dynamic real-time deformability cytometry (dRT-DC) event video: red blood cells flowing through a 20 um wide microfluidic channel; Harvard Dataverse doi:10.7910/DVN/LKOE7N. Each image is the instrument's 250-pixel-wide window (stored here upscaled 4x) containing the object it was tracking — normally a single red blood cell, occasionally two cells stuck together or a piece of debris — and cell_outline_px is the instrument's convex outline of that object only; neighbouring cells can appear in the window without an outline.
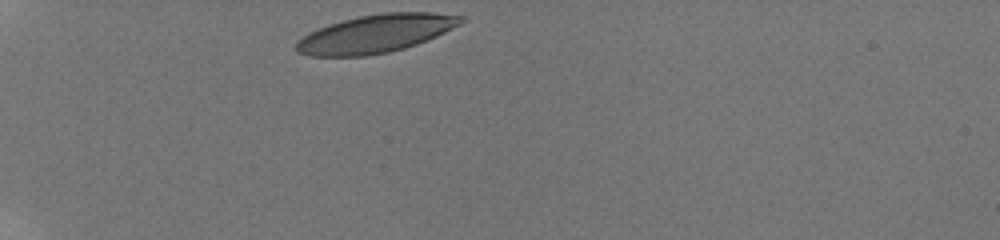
{"species": "human", "species_latin": "Homo sapiens", "temperature_condition": "room temperature", "stored_images_in_passage": 4, "camera_frame_rate_fps": 3000, "um_per_image_px": 0.085, "donor": {"sex": "male"}, "frame": {"image": 1, "passage_image": 1, "time_ms": 0.0, "image_size_px": [1000, 240], "cell_outline_px": [[464, 20], [460, 24], [436, 36], [416, 44], [404, 48], [388, 52], [368, 56], [308, 56], [296, 52], [296, 40], [308, 32], [344, 20], [360, 16], [384, 12], [432, 12], [464, 16]], "centroid_in_image_um": [31.91, 2.87], "position_along_channel_um": 53.1, "area_um2": 36.36}}
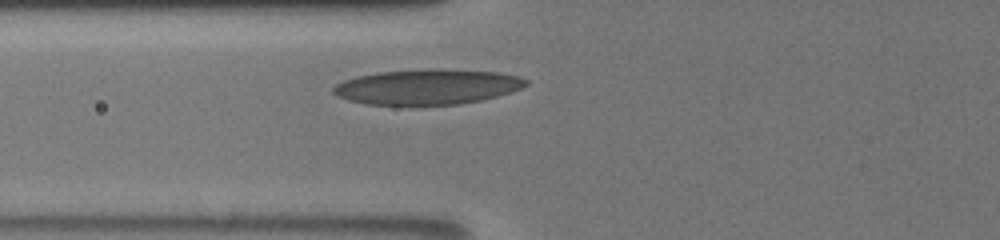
{"frame": {"image": 2, "passage_image": 4, "time_ms": 2.0, "image_size_px": [1000, 240], "cell_outline_px": [[528, 84], [524, 88], [496, 96], [480, 100], [460, 104], [412, 108], [364, 104], [348, 100], [336, 96], [332, 92], [332, 88], [336, 84], [344, 80], [356, 76], [380, 72], [428, 68], [440, 68], [496, 72], [520, 76], [528, 80]], "centroid_in_image_um": [36.29, 7.42], "position_along_channel_um": 89.5, "area_um2": 41.04}}